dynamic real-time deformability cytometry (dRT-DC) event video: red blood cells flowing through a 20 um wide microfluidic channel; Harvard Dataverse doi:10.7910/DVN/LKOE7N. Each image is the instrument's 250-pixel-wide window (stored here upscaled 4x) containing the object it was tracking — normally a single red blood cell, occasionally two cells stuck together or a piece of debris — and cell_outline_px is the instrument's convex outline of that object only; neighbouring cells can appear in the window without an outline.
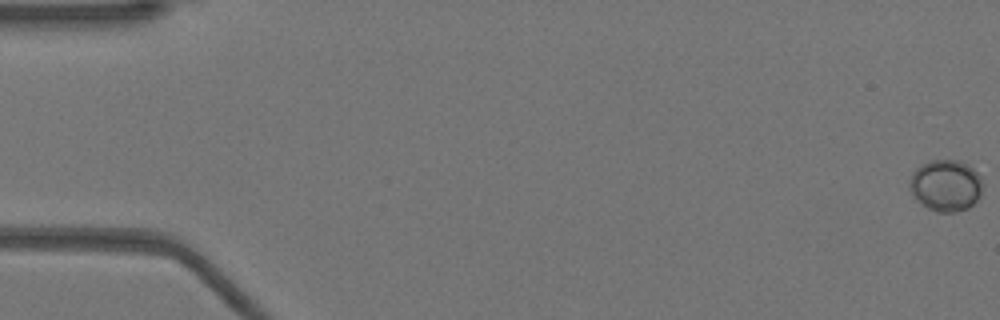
{"species": "Egyptian fruit bat (a non-hibernating species)", "species_latin": "Rousettus aegyptiacus", "temperature_condition": "warm", "stored_images_in_passage": 18, "camera_frame_rate_fps": 3000, "um_per_image_px": 0.085, "animal": {"sex": "female"}, "frame": {"image": 1, "passage_image": 1, "time_ms": 0.0, "image_size_px": [1000, 320], "cell_outline_px": [[980, 196], [968, 208], [956, 212], [940, 212], [928, 208], [920, 204], [916, 200], [908, 188], [908, 184], [912, 172], [920, 164], [928, 160], [956, 160], [968, 164], [980, 176]], "centroid_in_image_um": [80.33, 15.76], "position_along_channel_um": 4.7, "area_um2": 22.02}}